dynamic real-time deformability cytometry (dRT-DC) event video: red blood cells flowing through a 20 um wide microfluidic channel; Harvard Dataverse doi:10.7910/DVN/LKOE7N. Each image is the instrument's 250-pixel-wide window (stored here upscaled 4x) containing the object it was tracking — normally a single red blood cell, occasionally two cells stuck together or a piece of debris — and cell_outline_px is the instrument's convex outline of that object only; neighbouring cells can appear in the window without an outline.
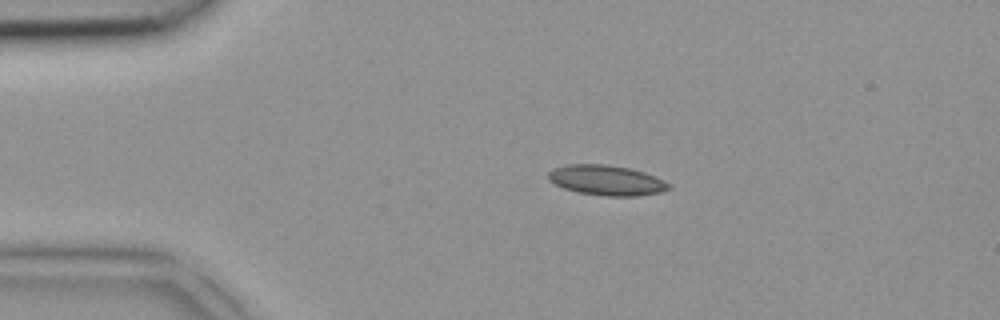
{"species": "common noctule bat (a hibernating species)", "species_latin": "Nyctalus noctula", "temperature_condition": "room temperature", "stored_images_in_passage": 2, "camera_frame_rate_fps": 3000, "um_per_image_px": 0.085, "animal": {"sex": "female", "body_mass_g": 18.4}, "frame": {"image": 1, "passage_image": 1, "time_ms": 0.0, "image_size_px": [1000, 320], "cell_outline_px": [[672, 188], [660, 192], [636, 196], [604, 196], [580, 192], [564, 188], [548, 180], [548, 172], [556, 168], [568, 164], [608, 164], [632, 168], [656, 176], [672, 184]], "centroid_in_image_um": [51.61, 15.31], "position_along_channel_um": 33.4, "area_um2": 21.27}}